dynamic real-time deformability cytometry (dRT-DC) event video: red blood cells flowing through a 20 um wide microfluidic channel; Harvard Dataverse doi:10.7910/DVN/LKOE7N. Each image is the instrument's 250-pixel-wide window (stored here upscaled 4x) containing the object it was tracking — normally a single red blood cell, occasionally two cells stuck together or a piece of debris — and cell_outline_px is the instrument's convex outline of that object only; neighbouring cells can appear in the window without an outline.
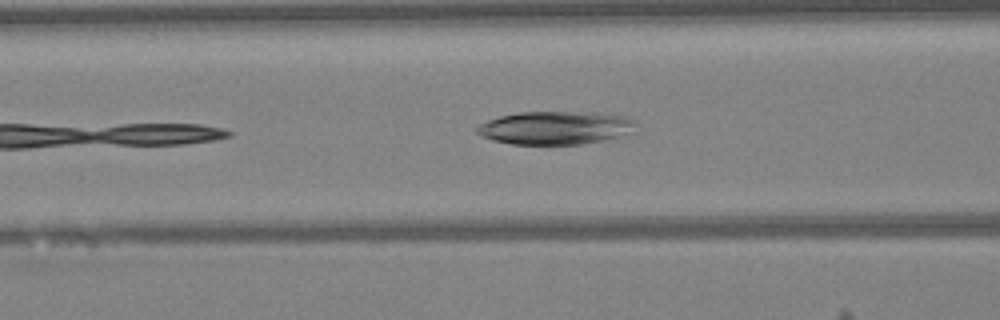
{"species": "Egyptian fruit bat (a non-hibernating species)", "species_latin": "Rousettus aegyptiacus", "temperature_condition": "warm", "stored_images_in_passage": 31, "camera_frame_rate_fps": 3000, "um_per_image_px": 0.085, "animal": {"sex": "female"}, "frame": {"image": 1, "passage_image": 4, "time_ms": 1.0, "image_size_px": [1000, 320], "cell_outline_px": [[636, 132], [600, 140], [580, 144], [512, 144], [492, 140], [480, 136], [476, 132], [476, 128], [480, 124], [488, 120], [500, 116], [520, 112], [600, 112], [628, 116], [636, 120]], "centroid_in_image_um": [47.26, 10.85], "position_along_channel_um": 119.3, "area_um2": 30.98}}
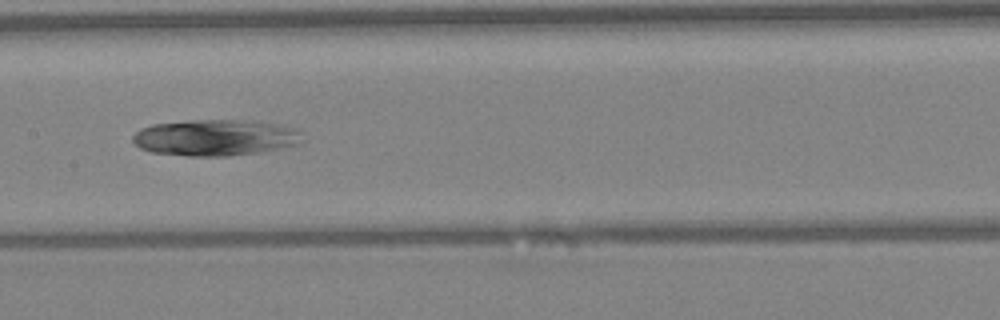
{"frame": {"image": 2, "passage_image": 9, "time_ms": 2.667, "image_size_px": [1000, 320], "cell_outline_px": [[300, 132], [296, 144], [256, 152], [228, 156], [188, 156], [152, 152], [140, 148], [132, 140], [132, 136], [140, 128], [152, 124], [188, 120], [252, 120], [276, 124], [296, 128]], "centroid_in_image_um": [18.2, 11.68], "position_along_channel_um": 189.2, "area_um2": 35.49}}
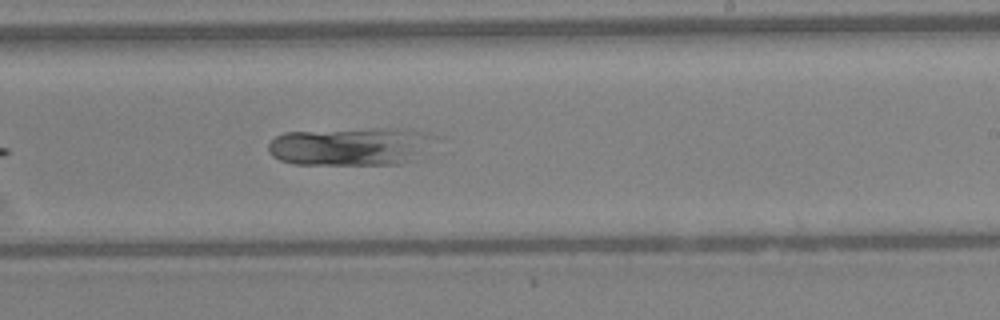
{"frame": {"image": 3, "passage_image": 14, "time_ms": 4.333, "image_size_px": [1000, 320], "cell_outline_px": [[440, 136], [412, 160], [404, 164], [292, 164], [280, 160], [272, 156], [268, 152], [268, 144], [276, 136], [284, 132], [376, 128], [408, 128], [432, 132]], "centroid_in_image_um": [29.85, 12.42], "position_along_channel_um": 259.1, "area_um2": 37.51}}